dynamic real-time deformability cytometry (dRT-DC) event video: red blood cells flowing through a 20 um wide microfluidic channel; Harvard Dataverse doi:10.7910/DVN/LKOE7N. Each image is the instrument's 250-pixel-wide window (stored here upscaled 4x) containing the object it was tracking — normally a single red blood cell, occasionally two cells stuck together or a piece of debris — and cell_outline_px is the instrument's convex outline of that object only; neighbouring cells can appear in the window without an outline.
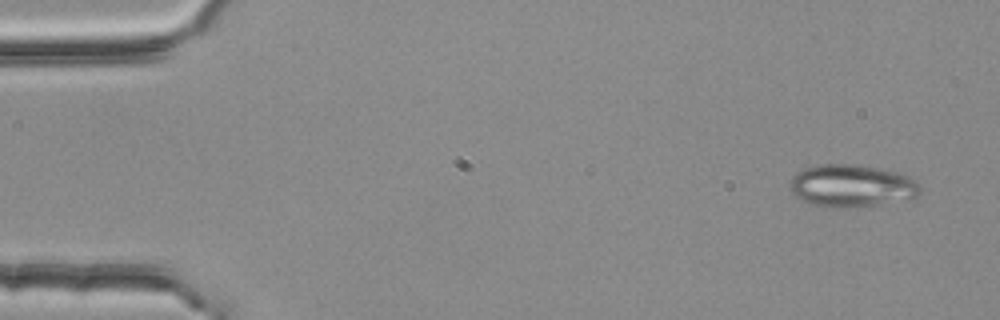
{"species": "common noctule bat (a hibernating species)", "species_latin": "Nyctalus noctula", "temperature_condition": "room temperature", "stored_images_in_passage": 4, "camera_frame_rate_fps": 3000, "um_per_image_px": 0.085, "animal": {"sex": "female", "body_mass_g": 25.1}, "frame": {"image": 1, "passage_image": 1, "time_ms": 0.0, "image_size_px": [1000, 320], "cell_outline_px": [[920, 192], [916, 200], [844, 208], [840, 208], [812, 204], [800, 200], [788, 188], [788, 184], [792, 176], [796, 172], [804, 168], [820, 164], [856, 164], [900, 172], [916, 180], [920, 188]], "centroid_in_image_um": [72.42, 15.8], "position_along_channel_um": 12.6, "area_um2": 32.83}}